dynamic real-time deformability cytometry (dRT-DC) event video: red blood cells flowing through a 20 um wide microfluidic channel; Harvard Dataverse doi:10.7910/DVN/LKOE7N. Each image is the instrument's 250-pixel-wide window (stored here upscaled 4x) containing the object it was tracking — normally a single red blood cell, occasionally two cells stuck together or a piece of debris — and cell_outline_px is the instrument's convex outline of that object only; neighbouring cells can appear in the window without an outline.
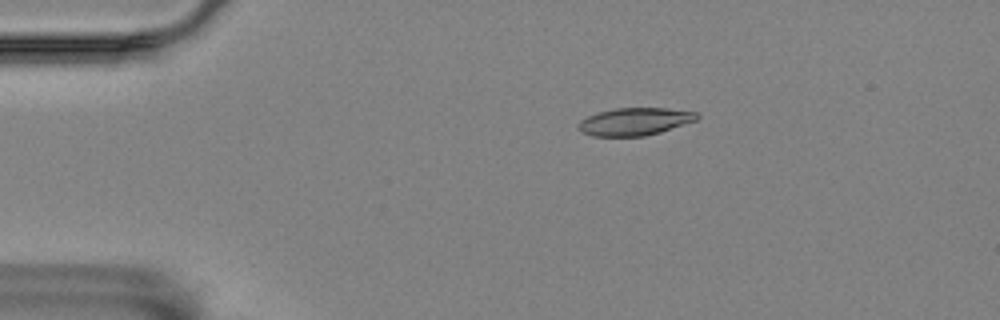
{"species": "Egyptian fruit bat (a non-hibernating species)", "species_latin": "Rousettus aegyptiacus", "temperature_condition": "room temperature", "stored_images_in_passage": 4, "camera_frame_rate_fps": 3000, "um_per_image_px": 0.085, "animal": {"sex": "female"}, "frame": {"image": 1, "passage_image": 2, "time_ms": 0.333, "image_size_px": [1000, 320], "cell_outline_px": [[700, 116], [696, 120], [660, 132], [644, 136], [592, 136], [580, 132], [580, 120], [588, 116], [600, 112], [616, 108], [664, 108], [696, 112]], "centroid_in_image_um": [53.96, 10.33], "position_along_channel_um": 31.0, "area_um2": 18.79}}
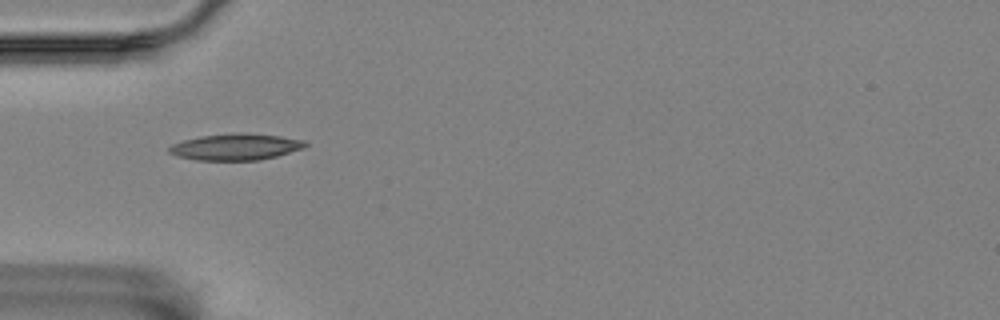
{"frame": {"image": 2, "passage_image": 3, "time_ms": 0.667, "image_size_px": [1000, 320], "cell_outline_px": [[308, 144], [304, 148], [276, 156], [260, 160], [196, 160], [176, 156], [168, 152], [168, 148], [172, 144], [184, 140], [200, 136], [236, 132], [244, 132], [280, 136], [304, 140]], "centroid_in_image_um": [20.02, 12.48], "position_along_channel_um": 65.0, "area_um2": 21.1}}
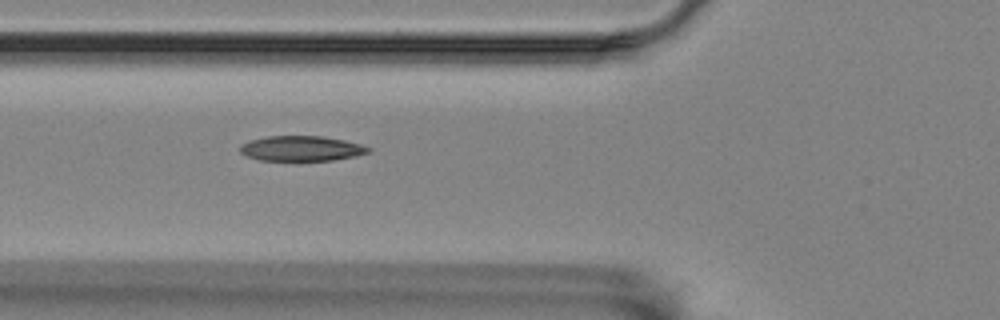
{"frame": {"image": 3, "passage_image": 4, "time_ms": 1.0, "image_size_px": [1000, 320], "cell_outline_px": [[372, 148], [368, 152], [356, 156], [332, 160], [260, 160], [248, 156], [240, 152], [240, 144], [248, 140], [268, 136], [324, 136], [344, 140], [360, 144]], "centroid_in_image_um": [25.61, 12.61], "position_along_channel_um": 100.2, "area_um2": 18.73}}